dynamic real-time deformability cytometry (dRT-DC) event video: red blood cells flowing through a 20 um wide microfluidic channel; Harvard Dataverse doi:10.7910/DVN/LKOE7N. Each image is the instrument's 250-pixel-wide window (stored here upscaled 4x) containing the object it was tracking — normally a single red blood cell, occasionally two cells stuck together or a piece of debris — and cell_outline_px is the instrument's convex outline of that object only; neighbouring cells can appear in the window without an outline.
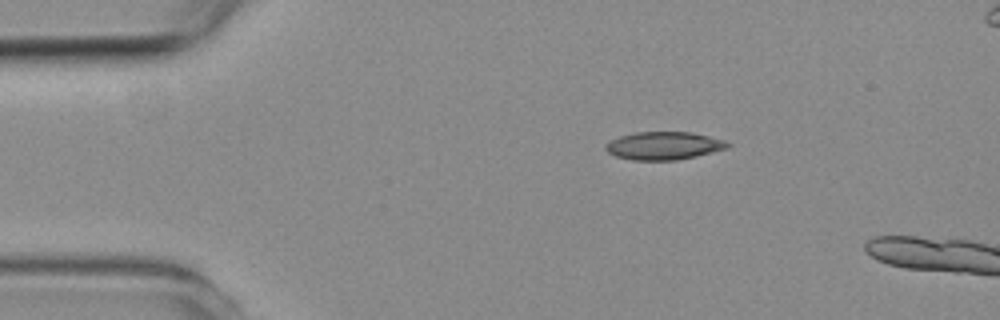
{"species": "common noctule bat (a hibernating species)", "species_latin": "Nyctalus noctula", "temperature_condition": "room temperature", "stored_images_in_passage": 2, "camera_frame_rate_fps": 3000, "um_per_image_px": 0.085, "animal": {"sex": "female", "body_mass_g": 19.3, "forearm_length_mm": 54.1}, "frame": {"image": 1, "passage_image": 1, "time_ms": 0.0, "image_size_px": [1000, 320], "cell_outline_px": [[732, 144], [728, 148], [696, 156], [676, 160], [632, 160], [616, 156], [608, 152], [604, 148], [604, 144], [620, 136], [636, 132], [692, 132], [724, 140]], "centroid_in_image_um": [56.42, 12.38], "position_along_channel_um": 28.6, "area_um2": 19.83}}